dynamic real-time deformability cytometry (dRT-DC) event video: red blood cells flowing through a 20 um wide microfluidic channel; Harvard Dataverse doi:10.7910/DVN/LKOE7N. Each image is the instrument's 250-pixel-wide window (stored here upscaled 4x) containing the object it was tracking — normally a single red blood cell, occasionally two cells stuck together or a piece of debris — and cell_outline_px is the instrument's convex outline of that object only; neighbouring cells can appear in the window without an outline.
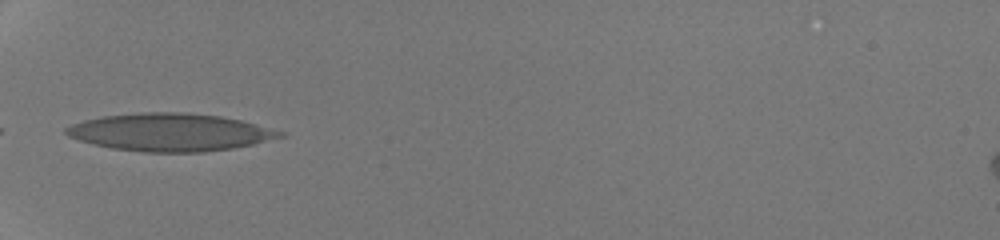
{"species": "human", "species_latin": "Homo sapiens", "temperature_condition": "room temperature", "stored_images_in_passage": 6, "camera_frame_rate_fps": 3000, "um_per_image_px": 0.085, "donor": {"sex": "male"}, "frame": {"image": 1, "passage_image": 1, "time_ms": 0.0, "image_size_px": [1000, 240], "cell_outline_px": [[288, 136], [252, 144], [232, 148], [204, 152], [144, 152], [112, 148], [92, 144], [68, 136], [64, 132], [64, 128], [72, 124], [84, 120], [100, 116], [140, 112], [188, 112], [220, 116], [240, 120], [288, 132]], "centroid_in_image_um": [14.48, 11.23], "position_along_channel_um": 70.5, "area_um2": 47.28}}
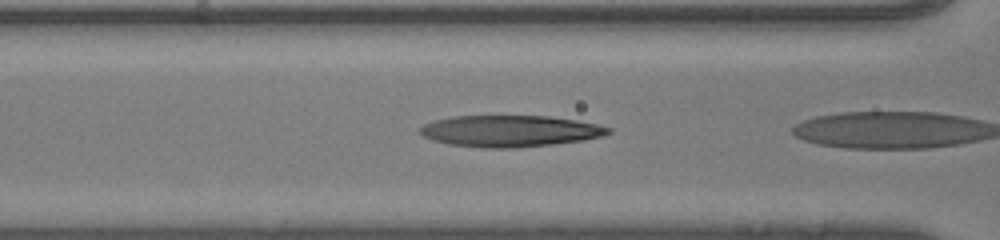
{"frame": {"image": 2, "passage_image": 3, "time_ms": 0.667, "image_size_px": [1000, 240], "cell_outline_px": [[612, 132], [604, 136], [584, 140], [552, 144], [516, 148], [484, 148], [448, 144], [432, 140], [424, 136], [420, 132], [420, 128], [424, 124], [436, 120], [452, 116], [548, 116], [576, 120], [596, 124], [612, 128]], "centroid_in_image_um": [43.37, 11.14], "position_along_channel_um": 123.2, "area_um2": 34.56}}